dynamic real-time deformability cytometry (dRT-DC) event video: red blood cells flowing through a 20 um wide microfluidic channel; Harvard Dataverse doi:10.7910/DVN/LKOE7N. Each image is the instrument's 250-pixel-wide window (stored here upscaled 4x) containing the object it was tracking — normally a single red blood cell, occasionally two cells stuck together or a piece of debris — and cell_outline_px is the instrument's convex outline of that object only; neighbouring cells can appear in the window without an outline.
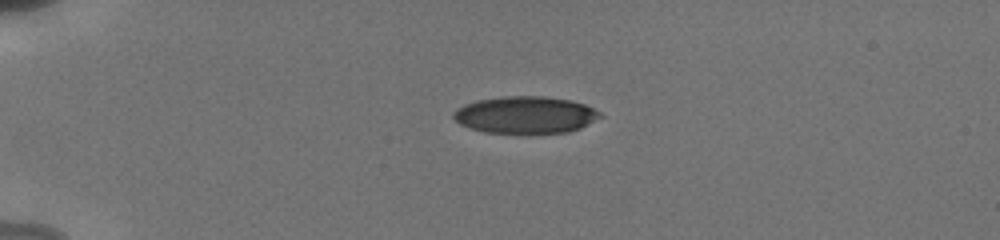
{"species": "human", "species_latin": "Homo sapiens", "temperature_condition": "cold", "stored_images_in_passage": 31, "camera_frame_rate_fps": 3000, "um_per_image_px": 0.085, "donor": {"sex": "male"}, "frame": {"image": 1, "passage_image": 1, "time_ms": 0.0, "image_size_px": [1000, 240], "cell_outline_px": [[604, 116], [580, 128], [568, 132], [520, 136], [484, 132], [468, 128], [460, 124], [452, 116], [452, 112], [456, 108], [464, 104], [476, 100], [504, 96], [544, 96], [572, 100], [584, 104], [600, 112]], "centroid_in_image_um": [44.63, 9.8], "position_along_channel_um": 40.4, "area_um2": 32.83}}
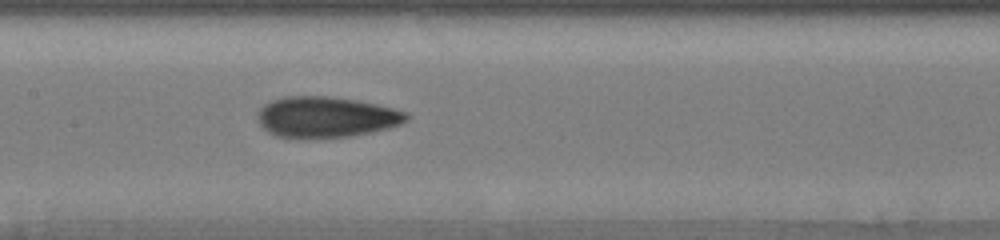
{"frame": {"image": 2, "passage_image": 11, "time_ms": 5.0, "image_size_px": [1000, 240], "cell_outline_px": [[408, 120], [400, 124], [388, 128], [372, 132], [352, 136], [308, 140], [276, 136], [268, 132], [256, 120], [256, 112], [264, 104], [272, 100], [284, 96], [328, 96], [360, 100], [408, 112]], "centroid_in_image_um": [27.68, 9.97], "position_along_channel_um": 179.7, "area_um2": 36.24}}
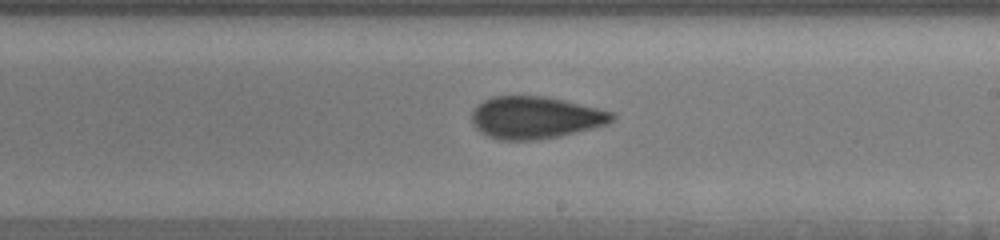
{"frame": {"image": 3, "passage_image": 19, "time_ms": 6.667, "image_size_px": [1000, 240], "cell_outline_px": [[616, 116], [608, 124], [560, 136], [536, 140], [500, 140], [488, 136], [480, 132], [472, 124], [472, 112], [484, 100], [492, 96], [544, 96], [564, 100], [612, 112]], "centroid_in_image_um": [45.49, 10.0], "position_along_channel_um": 243.5, "area_um2": 34.33}}